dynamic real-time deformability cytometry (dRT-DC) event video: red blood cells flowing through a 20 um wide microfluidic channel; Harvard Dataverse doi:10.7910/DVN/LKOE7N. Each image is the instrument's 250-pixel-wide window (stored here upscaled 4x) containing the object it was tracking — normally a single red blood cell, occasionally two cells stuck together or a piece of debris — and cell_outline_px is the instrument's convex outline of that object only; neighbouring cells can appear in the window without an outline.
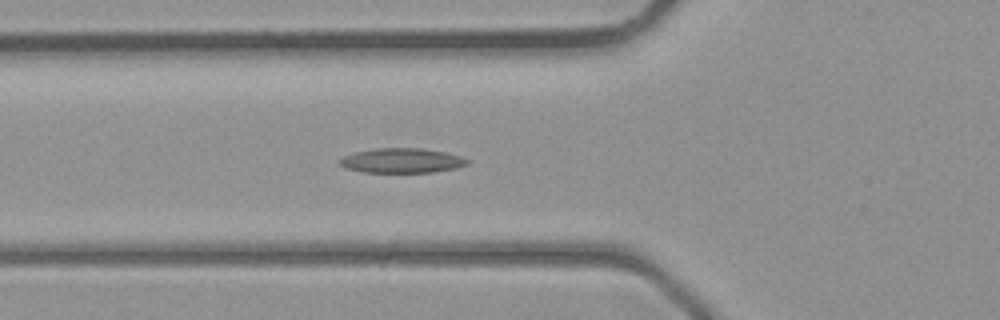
{"species": "common noctule bat (a hibernating species)", "species_latin": "Nyctalus noctula", "temperature_condition": "room temperature", "stored_images_in_passage": 42, "camera_frame_rate_fps": 3000, "um_per_image_px": 0.085, "animal": {"sex": "male", "body_mass_g": 23.1, "forearm_length_mm": 52.7}, "frame": {"image": 1, "passage_image": 15, "time_ms": 4.667, "image_size_px": [1000, 320], "cell_outline_px": [[468, 164], [456, 168], [432, 172], [364, 172], [344, 168], [340, 164], [340, 160], [344, 156], [356, 152], [376, 148], [420, 148], [444, 152], [460, 156], [468, 160]], "centroid_in_image_um": [34.15, 13.65], "position_along_channel_um": 91.7, "area_um2": 18.15}}
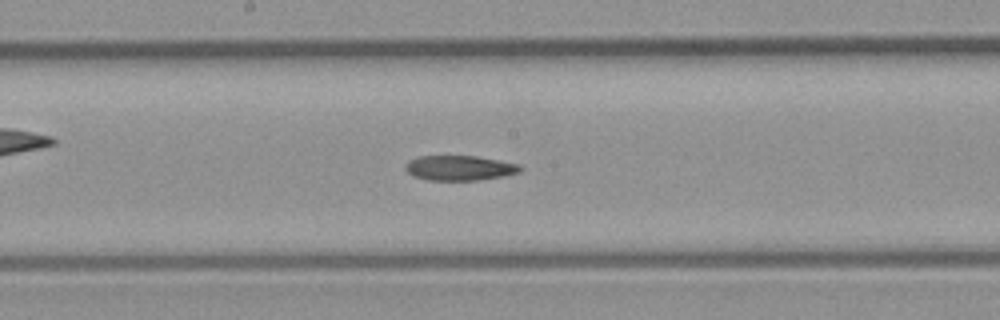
{"frame": {"image": 2, "passage_image": 22, "time_ms": 7.0, "image_size_px": [1000, 320], "cell_outline_px": [[524, 168], [520, 172], [504, 176], [480, 180], [428, 180], [412, 176], [404, 168], [408, 160], [416, 156], [476, 156], [520, 164]], "centroid_in_image_um": [39.06, 14.27], "position_along_channel_um": 209.1, "area_um2": 16.88}}
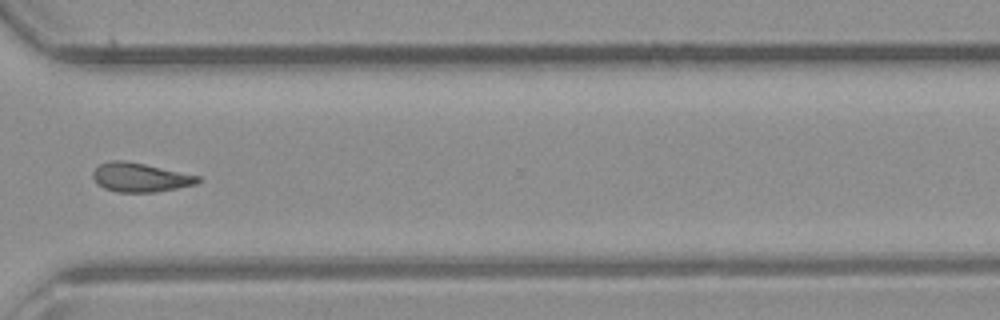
{"frame": {"image": 3, "passage_image": 31, "time_ms": 10.0, "image_size_px": [1000, 320], "cell_outline_px": [[200, 180], [196, 184], [156, 192], [116, 192], [104, 188], [96, 184], [92, 176], [92, 172], [100, 164], [112, 160], [124, 160], [144, 164], [200, 176]], "centroid_in_image_um": [11.88, 15.08], "position_along_channel_um": 358.7, "area_um2": 17.69}}